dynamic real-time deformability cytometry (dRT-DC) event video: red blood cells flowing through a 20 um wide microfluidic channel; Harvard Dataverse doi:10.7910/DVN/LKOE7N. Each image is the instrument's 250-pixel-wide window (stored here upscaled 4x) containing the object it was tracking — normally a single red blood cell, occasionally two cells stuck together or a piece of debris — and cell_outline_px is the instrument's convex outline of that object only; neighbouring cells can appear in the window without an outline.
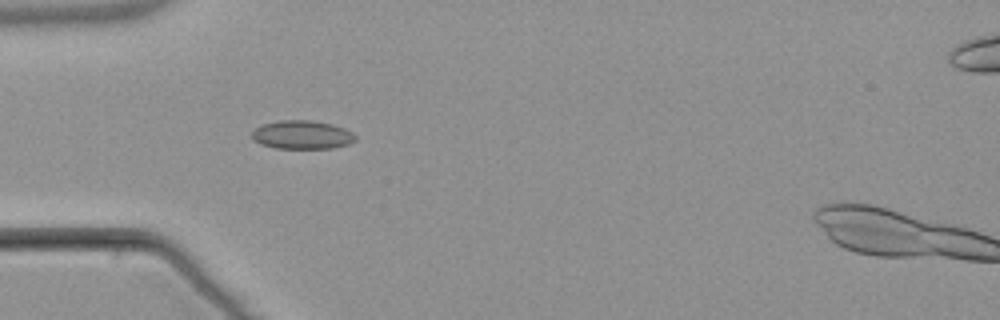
{"species": "common noctule bat (a hibernating species)", "species_latin": "Nyctalus noctula", "temperature_condition": "warm", "stored_images_in_passage": 5, "camera_frame_rate_fps": 3000, "um_per_image_px": 0.085, "animal": {"sex": "male", "body_mass_g": 21.5, "forearm_length_mm": 52.0}, "frame": {"image": 1, "passage_image": 4, "time_ms": 4.667, "image_size_px": [1000, 320], "cell_outline_px": [[356, 140], [348, 144], [332, 148], [276, 148], [260, 144], [252, 136], [252, 132], [256, 128], [264, 124], [280, 120], [312, 120], [332, 124], [344, 128], [352, 132], [356, 136]], "centroid_in_image_um": [25.71, 11.45], "position_along_channel_um": 59.3, "area_um2": 17.11}}